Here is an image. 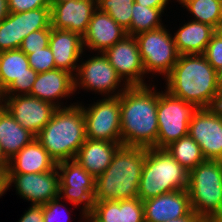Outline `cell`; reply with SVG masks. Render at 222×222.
I'll list each match as a JSON object with an SVG mask.
<instances>
[{
    "label": "cell",
    "instance_id": "obj_27",
    "mask_svg": "<svg viewBox=\"0 0 222 222\" xmlns=\"http://www.w3.org/2000/svg\"><path fill=\"white\" fill-rule=\"evenodd\" d=\"M11 14L17 20L18 38L21 43L33 31L51 29L50 7Z\"/></svg>",
    "mask_w": 222,
    "mask_h": 222
},
{
    "label": "cell",
    "instance_id": "obj_19",
    "mask_svg": "<svg viewBox=\"0 0 222 222\" xmlns=\"http://www.w3.org/2000/svg\"><path fill=\"white\" fill-rule=\"evenodd\" d=\"M126 35V30L110 15L97 8L88 24L87 31L82 37L83 47L87 46L89 49L103 53Z\"/></svg>",
    "mask_w": 222,
    "mask_h": 222
},
{
    "label": "cell",
    "instance_id": "obj_13",
    "mask_svg": "<svg viewBox=\"0 0 222 222\" xmlns=\"http://www.w3.org/2000/svg\"><path fill=\"white\" fill-rule=\"evenodd\" d=\"M8 97V98H7ZM2 106L35 136L51 120L57 107L30 95L2 96Z\"/></svg>",
    "mask_w": 222,
    "mask_h": 222
},
{
    "label": "cell",
    "instance_id": "obj_3",
    "mask_svg": "<svg viewBox=\"0 0 222 222\" xmlns=\"http://www.w3.org/2000/svg\"><path fill=\"white\" fill-rule=\"evenodd\" d=\"M146 148L121 145L108 168L96 178L95 201H122L138 197Z\"/></svg>",
    "mask_w": 222,
    "mask_h": 222
},
{
    "label": "cell",
    "instance_id": "obj_25",
    "mask_svg": "<svg viewBox=\"0 0 222 222\" xmlns=\"http://www.w3.org/2000/svg\"><path fill=\"white\" fill-rule=\"evenodd\" d=\"M35 135L23 128L3 107H0V145L8 160L12 159Z\"/></svg>",
    "mask_w": 222,
    "mask_h": 222
},
{
    "label": "cell",
    "instance_id": "obj_30",
    "mask_svg": "<svg viewBox=\"0 0 222 222\" xmlns=\"http://www.w3.org/2000/svg\"><path fill=\"white\" fill-rule=\"evenodd\" d=\"M134 0H97V8L110 15L130 35Z\"/></svg>",
    "mask_w": 222,
    "mask_h": 222
},
{
    "label": "cell",
    "instance_id": "obj_43",
    "mask_svg": "<svg viewBox=\"0 0 222 222\" xmlns=\"http://www.w3.org/2000/svg\"><path fill=\"white\" fill-rule=\"evenodd\" d=\"M9 160L3 153L2 147L0 145V170H8L9 168Z\"/></svg>",
    "mask_w": 222,
    "mask_h": 222
},
{
    "label": "cell",
    "instance_id": "obj_33",
    "mask_svg": "<svg viewBox=\"0 0 222 222\" xmlns=\"http://www.w3.org/2000/svg\"><path fill=\"white\" fill-rule=\"evenodd\" d=\"M29 66L37 73L56 69L53 53L49 46L42 50L27 54Z\"/></svg>",
    "mask_w": 222,
    "mask_h": 222
},
{
    "label": "cell",
    "instance_id": "obj_7",
    "mask_svg": "<svg viewBox=\"0 0 222 222\" xmlns=\"http://www.w3.org/2000/svg\"><path fill=\"white\" fill-rule=\"evenodd\" d=\"M196 109L192 103L177 98L168 91L159 92L157 148H165L188 135L189 123Z\"/></svg>",
    "mask_w": 222,
    "mask_h": 222
},
{
    "label": "cell",
    "instance_id": "obj_34",
    "mask_svg": "<svg viewBox=\"0 0 222 222\" xmlns=\"http://www.w3.org/2000/svg\"><path fill=\"white\" fill-rule=\"evenodd\" d=\"M51 29H41L29 33L20 46V50L26 55L34 51L42 50L49 46Z\"/></svg>",
    "mask_w": 222,
    "mask_h": 222
},
{
    "label": "cell",
    "instance_id": "obj_26",
    "mask_svg": "<svg viewBox=\"0 0 222 222\" xmlns=\"http://www.w3.org/2000/svg\"><path fill=\"white\" fill-rule=\"evenodd\" d=\"M165 149L189 172L206 160L200 146L189 134L170 143Z\"/></svg>",
    "mask_w": 222,
    "mask_h": 222
},
{
    "label": "cell",
    "instance_id": "obj_45",
    "mask_svg": "<svg viewBox=\"0 0 222 222\" xmlns=\"http://www.w3.org/2000/svg\"><path fill=\"white\" fill-rule=\"evenodd\" d=\"M201 222H222V217H207L201 219Z\"/></svg>",
    "mask_w": 222,
    "mask_h": 222
},
{
    "label": "cell",
    "instance_id": "obj_29",
    "mask_svg": "<svg viewBox=\"0 0 222 222\" xmlns=\"http://www.w3.org/2000/svg\"><path fill=\"white\" fill-rule=\"evenodd\" d=\"M165 8H151L134 2L130 24V35L155 30L162 27L160 15Z\"/></svg>",
    "mask_w": 222,
    "mask_h": 222
},
{
    "label": "cell",
    "instance_id": "obj_37",
    "mask_svg": "<svg viewBox=\"0 0 222 222\" xmlns=\"http://www.w3.org/2000/svg\"><path fill=\"white\" fill-rule=\"evenodd\" d=\"M9 13H21L41 7H51L50 0H7Z\"/></svg>",
    "mask_w": 222,
    "mask_h": 222
},
{
    "label": "cell",
    "instance_id": "obj_39",
    "mask_svg": "<svg viewBox=\"0 0 222 222\" xmlns=\"http://www.w3.org/2000/svg\"><path fill=\"white\" fill-rule=\"evenodd\" d=\"M19 222H44L43 205L32 204L26 211Z\"/></svg>",
    "mask_w": 222,
    "mask_h": 222
},
{
    "label": "cell",
    "instance_id": "obj_47",
    "mask_svg": "<svg viewBox=\"0 0 222 222\" xmlns=\"http://www.w3.org/2000/svg\"><path fill=\"white\" fill-rule=\"evenodd\" d=\"M219 83H220V86L222 88V69L219 72Z\"/></svg>",
    "mask_w": 222,
    "mask_h": 222
},
{
    "label": "cell",
    "instance_id": "obj_12",
    "mask_svg": "<svg viewBox=\"0 0 222 222\" xmlns=\"http://www.w3.org/2000/svg\"><path fill=\"white\" fill-rule=\"evenodd\" d=\"M28 62L27 55L20 49L0 52V90L2 96L30 95L37 78ZM23 92V93H22ZM14 94V95H13Z\"/></svg>",
    "mask_w": 222,
    "mask_h": 222
},
{
    "label": "cell",
    "instance_id": "obj_18",
    "mask_svg": "<svg viewBox=\"0 0 222 222\" xmlns=\"http://www.w3.org/2000/svg\"><path fill=\"white\" fill-rule=\"evenodd\" d=\"M145 222H166L186 216L192 209L188 190H175L143 201Z\"/></svg>",
    "mask_w": 222,
    "mask_h": 222
},
{
    "label": "cell",
    "instance_id": "obj_40",
    "mask_svg": "<svg viewBox=\"0 0 222 222\" xmlns=\"http://www.w3.org/2000/svg\"><path fill=\"white\" fill-rule=\"evenodd\" d=\"M134 2L151 8H165L168 0H134Z\"/></svg>",
    "mask_w": 222,
    "mask_h": 222
},
{
    "label": "cell",
    "instance_id": "obj_22",
    "mask_svg": "<svg viewBox=\"0 0 222 222\" xmlns=\"http://www.w3.org/2000/svg\"><path fill=\"white\" fill-rule=\"evenodd\" d=\"M121 145V142L86 138L74 160L96 179L108 168Z\"/></svg>",
    "mask_w": 222,
    "mask_h": 222
},
{
    "label": "cell",
    "instance_id": "obj_2",
    "mask_svg": "<svg viewBox=\"0 0 222 222\" xmlns=\"http://www.w3.org/2000/svg\"><path fill=\"white\" fill-rule=\"evenodd\" d=\"M150 86H128L120 95L121 143L157 148L159 92Z\"/></svg>",
    "mask_w": 222,
    "mask_h": 222
},
{
    "label": "cell",
    "instance_id": "obj_49",
    "mask_svg": "<svg viewBox=\"0 0 222 222\" xmlns=\"http://www.w3.org/2000/svg\"><path fill=\"white\" fill-rule=\"evenodd\" d=\"M219 31L222 32V23H221V26H220V28H219Z\"/></svg>",
    "mask_w": 222,
    "mask_h": 222
},
{
    "label": "cell",
    "instance_id": "obj_4",
    "mask_svg": "<svg viewBox=\"0 0 222 222\" xmlns=\"http://www.w3.org/2000/svg\"><path fill=\"white\" fill-rule=\"evenodd\" d=\"M35 138L56 163L75 159L86 140L82 106L71 104L69 107L57 108Z\"/></svg>",
    "mask_w": 222,
    "mask_h": 222
},
{
    "label": "cell",
    "instance_id": "obj_14",
    "mask_svg": "<svg viewBox=\"0 0 222 222\" xmlns=\"http://www.w3.org/2000/svg\"><path fill=\"white\" fill-rule=\"evenodd\" d=\"M103 54L122 80L125 78L128 86L146 85L142 79L145 70L135 36L126 35Z\"/></svg>",
    "mask_w": 222,
    "mask_h": 222
},
{
    "label": "cell",
    "instance_id": "obj_9",
    "mask_svg": "<svg viewBox=\"0 0 222 222\" xmlns=\"http://www.w3.org/2000/svg\"><path fill=\"white\" fill-rule=\"evenodd\" d=\"M114 95L100 100L89 108L82 106L85 119L86 138L121 142V121L119 95L128 87L124 84Z\"/></svg>",
    "mask_w": 222,
    "mask_h": 222
},
{
    "label": "cell",
    "instance_id": "obj_48",
    "mask_svg": "<svg viewBox=\"0 0 222 222\" xmlns=\"http://www.w3.org/2000/svg\"><path fill=\"white\" fill-rule=\"evenodd\" d=\"M177 1H179V3L183 5L187 0H177Z\"/></svg>",
    "mask_w": 222,
    "mask_h": 222
},
{
    "label": "cell",
    "instance_id": "obj_24",
    "mask_svg": "<svg viewBox=\"0 0 222 222\" xmlns=\"http://www.w3.org/2000/svg\"><path fill=\"white\" fill-rule=\"evenodd\" d=\"M216 31L209 24L196 21L185 23L174 35L178 54H203Z\"/></svg>",
    "mask_w": 222,
    "mask_h": 222
},
{
    "label": "cell",
    "instance_id": "obj_10",
    "mask_svg": "<svg viewBox=\"0 0 222 222\" xmlns=\"http://www.w3.org/2000/svg\"><path fill=\"white\" fill-rule=\"evenodd\" d=\"M191 138L200 146L206 160L222 161V109L197 108L189 123Z\"/></svg>",
    "mask_w": 222,
    "mask_h": 222
},
{
    "label": "cell",
    "instance_id": "obj_20",
    "mask_svg": "<svg viewBox=\"0 0 222 222\" xmlns=\"http://www.w3.org/2000/svg\"><path fill=\"white\" fill-rule=\"evenodd\" d=\"M73 91L75 92L74 75L68 71L56 68L37 74L30 96L49 102L57 108H61V105L56 104L55 100L67 97L73 94Z\"/></svg>",
    "mask_w": 222,
    "mask_h": 222
},
{
    "label": "cell",
    "instance_id": "obj_31",
    "mask_svg": "<svg viewBox=\"0 0 222 222\" xmlns=\"http://www.w3.org/2000/svg\"><path fill=\"white\" fill-rule=\"evenodd\" d=\"M85 219L91 222H122V201H95Z\"/></svg>",
    "mask_w": 222,
    "mask_h": 222
},
{
    "label": "cell",
    "instance_id": "obj_41",
    "mask_svg": "<svg viewBox=\"0 0 222 222\" xmlns=\"http://www.w3.org/2000/svg\"><path fill=\"white\" fill-rule=\"evenodd\" d=\"M166 222H201V218L191 210L186 216L178 219L167 220Z\"/></svg>",
    "mask_w": 222,
    "mask_h": 222
},
{
    "label": "cell",
    "instance_id": "obj_15",
    "mask_svg": "<svg viewBox=\"0 0 222 222\" xmlns=\"http://www.w3.org/2000/svg\"><path fill=\"white\" fill-rule=\"evenodd\" d=\"M14 183L22 198L32 204L43 205L59 197V172L57 167L42 173L8 174V186Z\"/></svg>",
    "mask_w": 222,
    "mask_h": 222
},
{
    "label": "cell",
    "instance_id": "obj_28",
    "mask_svg": "<svg viewBox=\"0 0 222 222\" xmlns=\"http://www.w3.org/2000/svg\"><path fill=\"white\" fill-rule=\"evenodd\" d=\"M183 6L194 15L193 21L209 24L219 30L222 23V0H187Z\"/></svg>",
    "mask_w": 222,
    "mask_h": 222
},
{
    "label": "cell",
    "instance_id": "obj_46",
    "mask_svg": "<svg viewBox=\"0 0 222 222\" xmlns=\"http://www.w3.org/2000/svg\"><path fill=\"white\" fill-rule=\"evenodd\" d=\"M70 0H50V4H59Z\"/></svg>",
    "mask_w": 222,
    "mask_h": 222
},
{
    "label": "cell",
    "instance_id": "obj_5",
    "mask_svg": "<svg viewBox=\"0 0 222 222\" xmlns=\"http://www.w3.org/2000/svg\"><path fill=\"white\" fill-rule=\"evenodd\" d=\"M188 184L189 171L165 148H146V160L138 188L141 201L175 190H187Z\"/></svg>",
    "mask_w": 222,
    "mask_h": 222
},
{
    "label": "cell",
    "instance_id": "obj_21",
    "mask_svg": "<svg viewBox=\"0 0 222 222\" xmlns=\"http://www.w3.org/2000/svg\"><path fill=\"white\" fill-rule=\"evenodd\" d=\"M49 47L57 69L68 71L71 74L76 70L77 73L76 64L84 49L82 37L79 34L51 27Z\"/></svg>",
    "mask_w": 222,
    "mask_h": 222
},
{
    "label": "cell",
    "instance_id": "obj_11",
    "mask_svg": "<svg viewBox=\"0 0 222 222\" xmlns=\"http://www.w3.org/2000/svg\"><path fill=\"white\" fill-rule=\"evenodd\" d=\"M56 167L60 172L59 197L66 198L74 205L85 203L82 214L86 218L95 202L96 179L74 159L59 162ZM61 194L64 196H60Z\"/></svg>",
    "mask_w": 222,
    "mask_h": 222
},
{
    "label": "cell",
    "instance_id": "obj_35",
    "mask_svg": "<svg viewBox=\"0 0 222 222\" xmlns=\"http://www.w3.org/2000/svg\"><path fill=\"white\" fill-rule=\"evenodd\" d=\"M203 55L208 63L219 73L222 69V32L217 30L212 35Z\"/></svg>",
    "mask_w": 222,
    "mask_h": 222
},
{
    "label": "cell",
    "instance_id": "obj_8",
    "mask_svg": "<svg viewBox=\"0 0 222 222\" xmlns=\"http://www.w3.org/2000/svg\"><path fill=\"white\" fill-rule=\"evenodd\" d=\"M145 74L149 72L168 76L176 64L179 54L174 37L167 29L161 28L139 33L135 36Z\"/></svg>",
    "mask_w": 222,
    "mask_h": 222
},
{
    "label": "cell",
    "instance_id": "obj_44",
    "mask_svg": "<svg viewBox=\"0 0 222 222\" xmlns=\"http://www.w3.org/2000/svg\"><path fill=\"white\" fill-rule=\"evenodd\" d=\"M8 2L7 0H0V21L8 15Z\"/></svg>",
    "mask_w": 222,
    "mask_h": 222
},
{
    "label": "cell",
    "instance_id": "obj_6",
    "mask_svg": "<svg viewBox=\"0 0 222 222\" xmlns=\"http://www.w3.org/2000/svg\"><path fill=\"white\" fill-rule=\"evenodd\" d=\"M191 209L201 218L222 217V161L205 160L189 172Z\"/></svg>",
    "mask_w": 222,
    "mask_h": 222
},
{
    "label": "cell",
    "instance_id": "obj_36",
    "mask_svg": "<svg viewBox=\"0 0 222 222\" xmlns=\"http://www.w3.org/2000/svg\"><path fill=\"white\" fill-rule=\"evenodd\" d=\"M122 222H145L143 201L138 197L122 200Z\"/></svg>",
    "mask_w": 222,
    "mask_h": 222
},
{
    "label": "cell",
    "instance_id": "obj_38",
    "mask_svg": "<svg viewBox=\"0 0 222 222\" xmlns=\"http://www.w3.org/2000/svg\"><path fill=\"white\" fill-rule=\"evenodd\" d=\"M62 199L57 197L52 199L46 204H43V217L44 222H57L56 219L58 218L61 210L62 204H60L59 200Z\"/></svg>",
    "mask_w": 222,
    "mask_h": 222
},
{
    "label": "cell",
    "instance_id": "obj_32",
    "mask_svg": "<svg viewBox=\"0 0 222 222\" xmlns=\"http://www.w3.org/2000/svg\"><path fill=\"white\" fill-rule=\"evenodd\" d=\"M21 42L18 38L17 20L11 14L0 21V52L19 49Z\"/></svg>",
    "mask_w": 222,
    "mask_h": 222
},
{
    "label": "cell",
    "instance_id": "obj_42",
    "mask_svg": "<svg viewBox=\"0 0 222 222\" xmlns=\"http://www.w3.org/2000/svg\"><path fill=\"white\" fill-rule=\"evenodd\" d=\"M8 188V170H0V196H2Z\"/></svg>",
    "mask_w": 222,
    "mask_h": 222
},
{
    "label": "cell",
    "instance_id": "obj_23",
    "mask_svg": "<svg viewBox=\"0 0 222 222\" xmlns=\"http://www.w3.org/2000/svg\"><path fill=\"white\" fill-rule=\"evenodd\" d=\"M9 161L8 174L47 172L53 170L57 164L36 138Z\"/></svg>",
    "mask_w": 222,
    "mask_h": 222
},
{
    "label": "cell",
    "instance_id": "obj_1",
    "mask_svg": "<svg viewBox=\"0 0 222 222\" xmlns=\"http://www.w3.org/2000/svg\"><path fill=\"white\" fill-rule=\"evenodd\" d=\"M167 91L196 108L220 106L222 88L219 73L203 54L179 55L171 73L165 77Z\"/></svg>",
    "mask_w": 222,
    "mask_h": 222
},
{
    "label": "cell",
    "instance_id": "obj_50",
    "mask_svg": "<svg viewBox=\"0 0 222 222\" xmlns=\"http://www.w3.org/2000/svg\"><path fill=\"white\" fill-rule=\"evenodd\" d=\"M2 93H3V92L0 90V99H1V97H2Z\"/></svg>",
    "mask_w": 222,
    "mask_h": 222
},
{
    "label": "cell",
    "instance_id": "obj_16",
    "mask_svg": "<svg viewBox=\"0 0 222 222\" xmlns=\"http://www.w3.org/2000/svg\"><path fill=\"white\" fill-rule=\"evenodd\" d=\"M74 77L75 91L77 87L82 86L84 89H93L107 95L115 92L122 80L102 52L100 56H94L85 63L79 64Z\"/></svg>",
    "mask_w": 222,
    "mask_h": 222
},
{
    "label": "cell",
    "instance_id": "obj_17",
    "mask_svg": "<svg viewBox=\"0 0 222 222\" xmlns=\"http://www.w3.org/2000/svg\"><path fill=\"white\" fill-rule=\"evenodd\" d=\"M97 0H70L59 4H51V27L85 34L94 11Z\"/></svg>",
    "mask_w": 222,
    "mask_h": 222
}]
</instances>
